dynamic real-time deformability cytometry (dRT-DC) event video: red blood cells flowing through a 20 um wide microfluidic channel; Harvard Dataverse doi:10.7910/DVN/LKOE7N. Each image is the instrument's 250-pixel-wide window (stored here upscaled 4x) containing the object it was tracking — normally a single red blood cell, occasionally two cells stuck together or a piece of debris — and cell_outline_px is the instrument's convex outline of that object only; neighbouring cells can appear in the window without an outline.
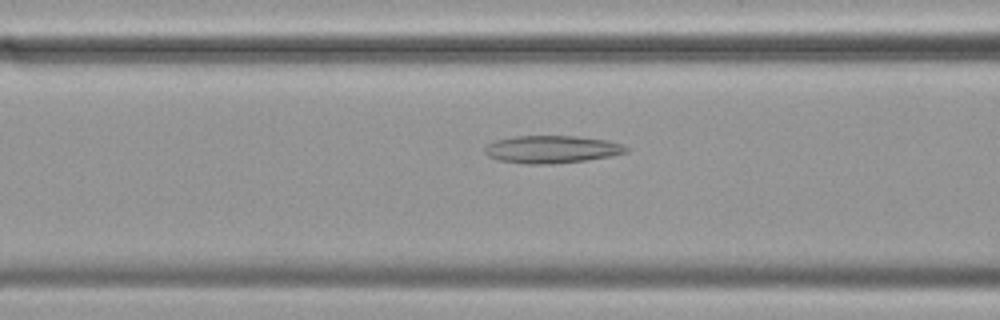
{"species": "common noctule bat (a hibernating species)", "species_latin": "Nyctalus noctula", "temperature_condition": "cold", "stored_images_in_passage": 31, "camera_frame_rate_fps": 3000, "um_per_image_px": 0.085, "animal": {"sex": "female", "body_mass_g": 19.9}, "frame": {"image": 1, "passage_image": 8, "time_ms": 2.333, "image_size_px": [1000, 320], "cell_outline_px": [[628, 152], [612, 156], [584, 160], [552, 164], [524, 164], [500, 160], [488, 156], [484, 152], [484, 148], [488, 144], [496, 140], [516, 136], [576, 136], [608, 140], [620, 144], [628, 148]], "centroid_in_image_um": [46.9, 12.69], "position_along_channel_um": 119.7, "area_um2": 22.66}}
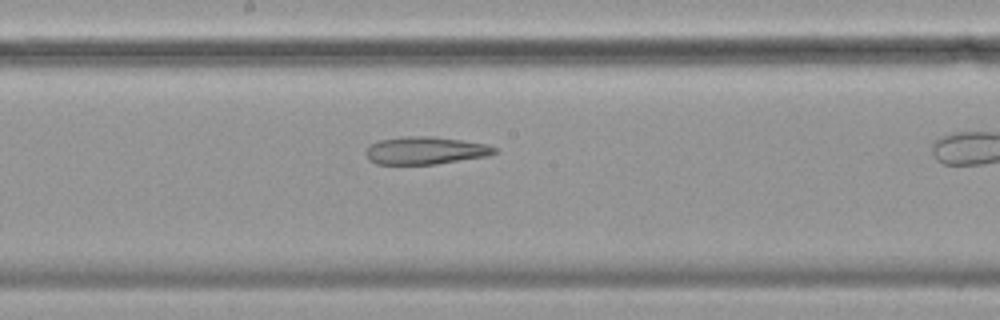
{"frame": {"image": 2, "passage_image": 16, "time_ms": 5.0, "image_size_px": [1000, 320], "cell_outline_px": [[500, 152], [488, 156], [436, 164], [376, 164], [368, 160], [364, 156], [364, 152], [368, 144], [380, 140], [404, 136], [432, 136], [488, 144], [496, 148]], "centroid_in_image_um": [36.13, 12.79], "position_along_channel_um": 212.1, "area_um2": 21.04}}
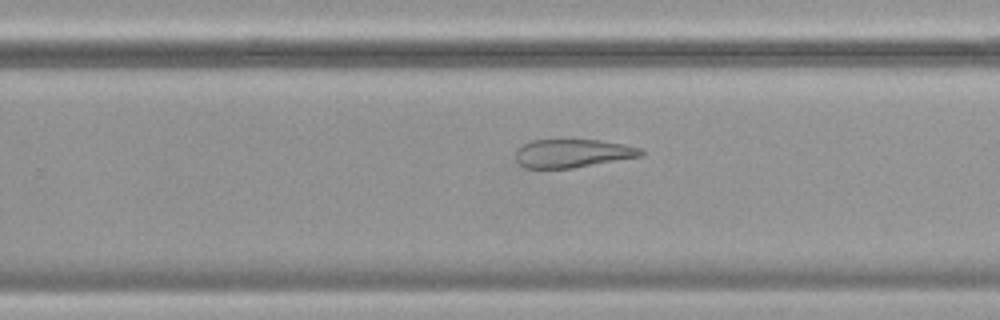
{"frame": {"image": 3, "passage_image": 22, "time_ms": 7.0, "image_size_px": [1000, 320], "cell_outline_px": [[644, 152], [640, 156], [572, 168], [524, 168], [516, 160], [516, 152], [524, 144], [532, 140], [600, 140], [624, 144], [640, 148]], "centroid_in_image_um": [48.66, 13.03], "position_along_channel_um": 281.1, "area_um2": 20.4}}